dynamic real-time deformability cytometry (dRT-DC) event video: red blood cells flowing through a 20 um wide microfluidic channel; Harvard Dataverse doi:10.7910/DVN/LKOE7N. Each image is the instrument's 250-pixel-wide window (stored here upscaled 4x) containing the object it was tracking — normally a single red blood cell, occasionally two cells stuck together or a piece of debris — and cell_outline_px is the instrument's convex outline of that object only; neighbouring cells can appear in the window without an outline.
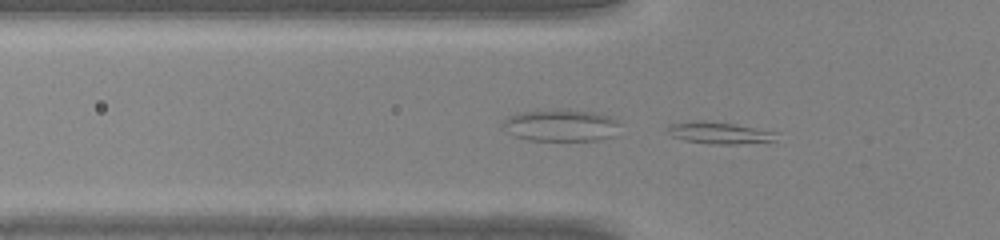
{"species": "common noctule bat (a hibernating species)", "species_latin": "Nyctalus noctula", "temperature_condition": "warm", "stored_images_in_passage": 35, "camera_frame_rate_fps": 3000, "um_per_image_px": 0.085, "animal": {"sex": "male", "body_mass_g": 20.0, "forearm_length_mm": 53.3}, "frame": {"image": 1, "passage_image": 8, "time_ms": 2.333, "image_size_px": [1000, 240], "cell_outline_px": [[776, 140], [736, 144], [712, 144], [684, 140], [672, 136], [668, 128], [668, 124], [696, 120], [704, 120], [732, 124], [776, 132]], "centroid_in_image_um": [61.1, 11.29], "position_along_channel_um": 64.7, "area_um2": 13.53}}
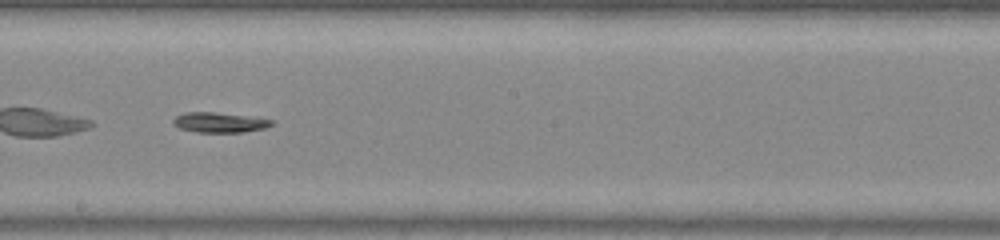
{"frame": {"image": 2, "passage_image": 19, "time_ms": 6.0, "image_size_px": [1000, 240], "cell_outline_px": [[276, 124], [264, 128], [244, 132], [196, 132], [180, 128], [172, 124], [172, 120], [176, 116], [184, 112], [216, 112], [272, 120]], "centroid_in_image_um": [18.62, 10.41], "position_along_channel_um": 229.6, "area_um2": 11.44}}
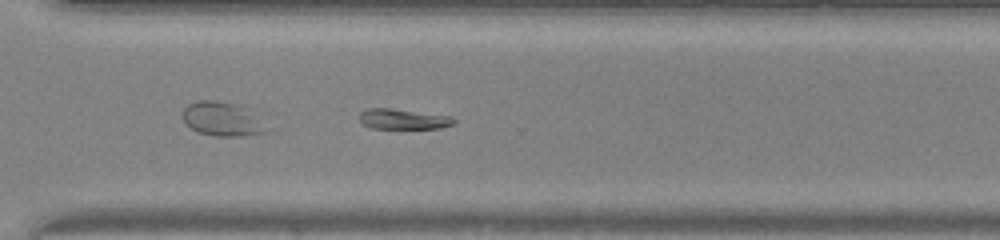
{"frame": {"image": 3, "passage_image": 26, "time_ms": 8.333, "image_size_px": [1000, 240], "cell_outline_px": [[456, 124], [440, 128], [372, 128], [364, 124], [360, 120], [360, 112], [368, 108], [392, 108], [452, 116], [456, 120]], "centroid_in_image_um": [34.33, 10.11], "position_along_channel_um": 336.3, "area_um2": 11.21}}